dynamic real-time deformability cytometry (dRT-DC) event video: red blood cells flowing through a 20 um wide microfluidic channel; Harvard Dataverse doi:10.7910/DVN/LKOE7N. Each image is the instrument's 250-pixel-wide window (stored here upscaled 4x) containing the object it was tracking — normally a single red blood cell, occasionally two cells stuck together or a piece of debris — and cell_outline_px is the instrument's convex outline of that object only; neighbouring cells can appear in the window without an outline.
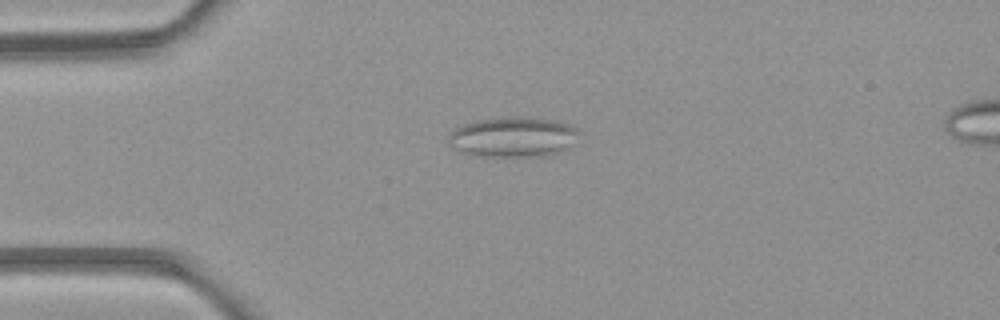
{"species": "common noctule bat (a hibernating species)", "species_latin": "Nyctalus noctula", "temperature_condition": "room temperature", "stored_images_in_passage": 3, "camera_frame_rate_fps": 3000, "um_per_image_px": 0.085, "animal": {"sex": "female", "body_mass_g": 21.9}, "frame": {"image": 1, "passage_image": 1, "time_ms": 0.0, "image_size_px": [1000, 320], "cell_outline_px": [[580, 132], [576, 144], [552, 156], [472, 156], [452, 148], [448, 144], [448, 132], [464, 124], [476, 120], [504, 116], [528, 116], [556, 120], [568, 124], [576, 128]], "centroid_in_image_um": [43.63, 11.64], "position_along_channel_um": 41.4, "area_um2": 31.5}}